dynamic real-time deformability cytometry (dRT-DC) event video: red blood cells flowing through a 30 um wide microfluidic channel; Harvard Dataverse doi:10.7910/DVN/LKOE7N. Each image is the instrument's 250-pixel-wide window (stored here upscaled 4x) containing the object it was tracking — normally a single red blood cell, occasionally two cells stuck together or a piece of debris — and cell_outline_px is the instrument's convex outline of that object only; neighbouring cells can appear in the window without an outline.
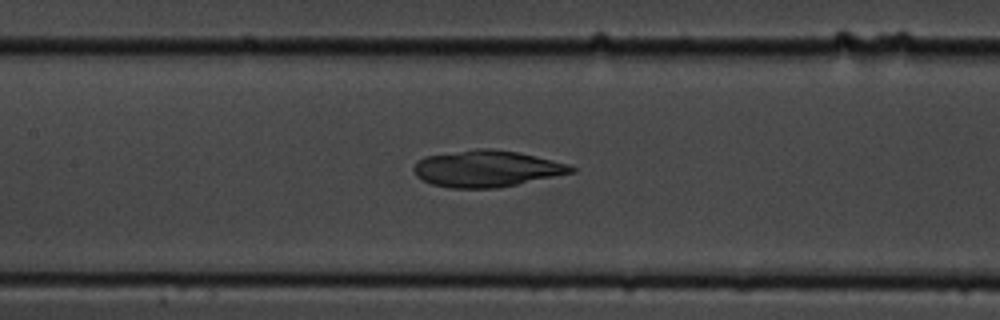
{"species": "common noctule bat (a hibernating species)", "species_latin": "Nyctalus noctula", "temperature_condition": "cold", "stored_images_in_passage": 55, "camera_frame_rate_fps": 3000, "um_per_image_px": 0.085, "animal": {"sex": "male", "body_mass_g": 19.5, "forearm_length_mm": 54.6}, "frame": {"image": 1, "passage_image": 26, "time_ms": 8.333, "image_size_px": [1000, 320], "cell_outline_px": [[576, 172], [496, 188], [448, 188], [432, 184], [416, 176], [412, 168], [416, 160], [424, 156], [476, 148], [488, 148], [516, 152], [536, 156], [568, 164], [576, 168]], "centroid_in_image_um": [41.33, 14.33], "position_along_channel_um": 166.1, "area_um2": 33.52}}
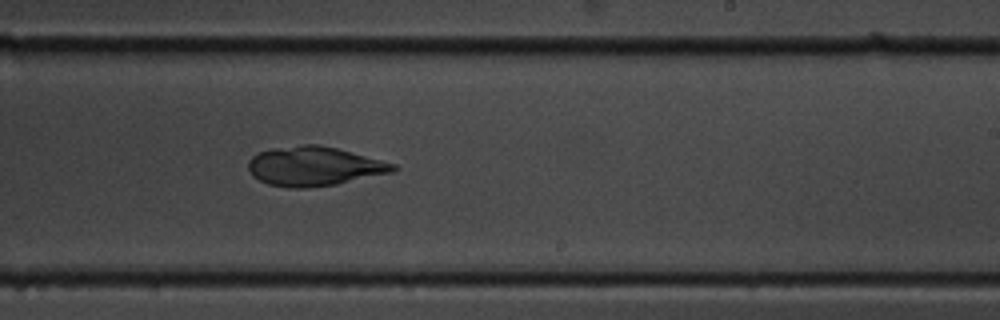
{"frame": {"image": 2, "passage_image": 34, "time_ms": 11.0, "image_size_px": [1000, 320], "cell_outline_px": [[400, 168], [392, 172], [336, 184], [308, 188], [288, 188], [268, 184], [252, 176], [248, 168], [248, 160], [252, 156], [260, 152], [272, 148], [304, 144], [320, 144], [336, 148], [396, 164]], "centroid_in_image_um": [26.68, 14.13], "position_along_channel_um": 262.3, "area_um2": 33.12}}
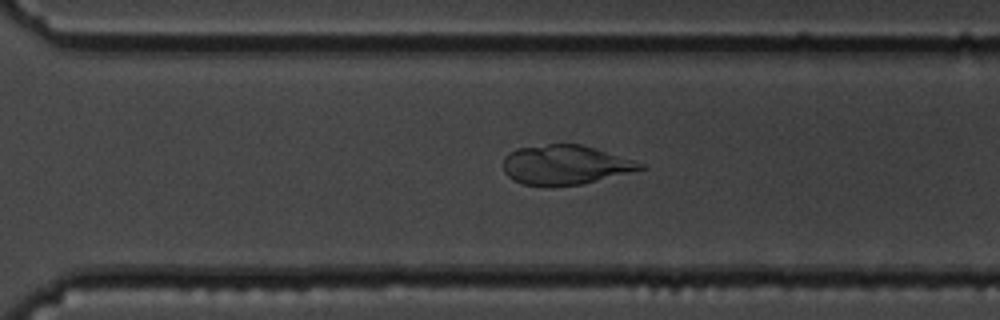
{"frame": {"image": 3, "passage_image": 39, "time_ms": 12.667, "image_size_px": [1000, 320], "cell_outline_px": [[648, 168], [580, 184], [548, 188], [544, 188], [520, 184], [512, 180], [504, 172], [504, 156], [508, 152], [516, 148], [548, 144], [580, 144], [632, 160], [644, 164]], "centroid_in_image_um": [47.96, 14.04], "position_along_channel_um": 322.6, "area_um2": 31.73}}